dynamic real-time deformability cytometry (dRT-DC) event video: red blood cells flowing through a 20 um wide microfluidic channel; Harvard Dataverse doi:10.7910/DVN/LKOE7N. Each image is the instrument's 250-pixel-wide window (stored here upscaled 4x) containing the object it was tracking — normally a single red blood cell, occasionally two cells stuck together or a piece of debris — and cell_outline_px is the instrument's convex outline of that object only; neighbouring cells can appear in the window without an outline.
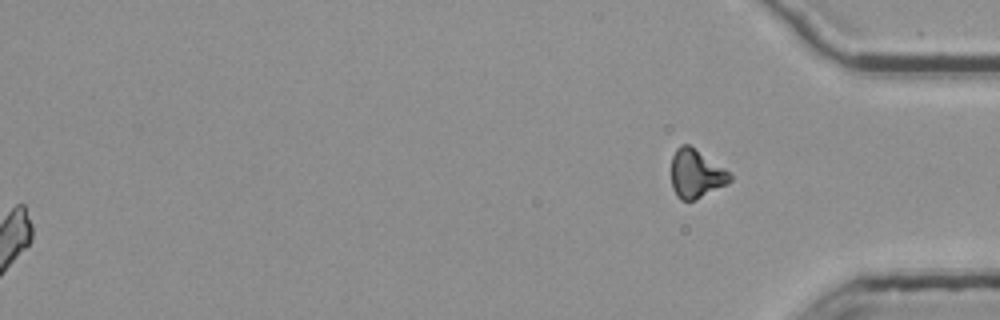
{"species": "common noctule bat (a hibernating species)", "species_latin": "Nyctalus noctula", "temperature_condition": "room temperature", "stored_images_in_passage": 55, "segment_of_instrument_passage": [3, 3], "camera_frame_rate_fps": 3000, "um_per_image_px": 0.085, "animal": {"sex": "female", "body_mass_g": 25.1}, "frame": {"image": 1, "passage_image": 55, "time_ms": 18.0, "image_size_px": [1000, 320], "cell_outline_px": [[732, 180], [728, 184], [692, 200], [680, 200], [676, 196], [672, 188], [672, 156], [676, 148], [680, 144], [688, 144], [732, 172]], "centroid_in_image_um": [59.18, 14.75], "position_along_channel_um": 376.0, "area_um2": 16.65}}